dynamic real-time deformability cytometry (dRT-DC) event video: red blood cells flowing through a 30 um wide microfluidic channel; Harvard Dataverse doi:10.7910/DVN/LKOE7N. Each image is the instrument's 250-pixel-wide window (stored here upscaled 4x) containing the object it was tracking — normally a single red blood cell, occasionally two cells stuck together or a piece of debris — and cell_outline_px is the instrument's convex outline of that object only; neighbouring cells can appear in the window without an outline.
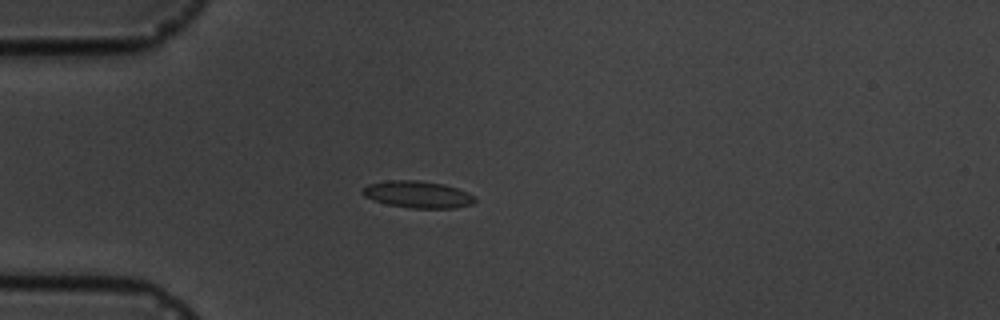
{"species": "common noctule bat (a hibernating species)", "species_latin": "Nyctalus noctula", "temperature_condition": "cold", "stored_images_in_passage": 4, "camera_frame_rate_fps": 3000, "um_per_image_px": 0.085, "animal": {"sex": "male", "body_mass_g": 19.5, "forearm_length_mm": 54.6}, "frame": {"image": 1, "passage_image": 4, "time_ms": 3.667, "image_size_px": [1000, 320], "cell_outline_px": [[476, 200], [472, 204], [456, 208], [412, 208], [388, 204], [372, 200], [364, 196], [360, 192], [360, 188], [368, 184], [388, 180], [416, 180], [444, 184], [468, 192], [476, 196]], "centroid_in_image_um": [35.49, 16.52], "position_along_channel_um": 49.5, "area_um2": 17.8}}